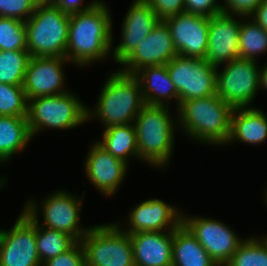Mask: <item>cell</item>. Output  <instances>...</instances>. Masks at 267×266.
<instances>
[{"label":"cell","instance_id":"cell-1","mask_svg":"<svg viewBox=\"0 0 267 266\" xmlns=\"http://www.w3.org/2000/svg\"><path fill=\"white\" fill-rule=\"evenodd\" d=\"M111 18L109 6L102 0L91 10L70 15L65 56L69 63L82 68L111 55Z\"/></svg>","mask_w":267,"mask_h":266},{"label":"cell","instance_id":"cell-2","mask_svg":"<svg viewBox=\"0 0 267 266\" xmlns=\"http://www.w3.org/2000/svg\"><path fill=\"white\" fill-rule=\"evenodd\" d=\"M178 112V127L197 142L225 145L230 137L233 108L216 94L181 102Z\"/></svg>","mask_w":267,"mask_h":266},{"label":"cell","instance_id":"cell-3","mask_svg":"<svg viewBox=\"0 0 267 266\" xmlns=\"http://www.w3.org/2000/svg\"><path fill=\"white\" fill-rule=\"evenodd\" d=\"M145 105L138 79L117 70L106 78L95 110L87 107V121L96 117L104 125V129L114 125L133 124Z\"/></svg>","mask_w":267,"mask_h":266},{"label":"cell","instance_id":"cell-4","mask_svg":"<svg viewBox=\"0 0 267 266\" xmlns=\"http://www.w3.org/2000/svg\"><path fill=\"white\" fill-rule=\"evenodd\" d=\"M168 109L169 106L145 105L133 123L139 160L155 168L165 169L175 148L174 135L178 126Z\"/></svg>","mask_w":267,"mask_h":266},{"label":"cell","instance_id":"cell-5","mask_svg":"<svg viewBox=\"0 0 267 266\" xmlns=\"http://www.w3.org/2000/svg\"><path fill=\"white\" fill-rule=\"evenodd\" d=\"M70 16L41 0L25 22L31 57H65Z\"/></svg>","mask_w":267,"mask_h":266},{"label":"cell","instance_id":"cell-6","mask_svg":"<svg viewBox=\"0 0 267 266\" xmlns=\"http://www.w3.org/2000/svg\"><path fill=\"white\" fill-rule=\"evenodd\" d=\"M87 121V106L71 91L28 100L27 122L32 137L44 128L73 129Z\"/></svg>","mask_w":267,"mask_h":266},{"label":"cell","instance_id":"cell-7","mask_svg":"<svg viewBox=\"0 0 267 266\" xmlns=\"http://www.w3.org/2000/svg\"><path fill=\"white\" fill-rule=\"evenodd\" d=\"M112 222L91 226L80 243L85 266H135L130 234Z\"/></svg>","mask_w":267,"mask_h":266},{"label":"cell","instance_id":"cell-8","mask_svg":"<svg viewBox=\"0 0 267 266\" xmlns=\"http://www.w3.org/2000/svg\"><path fill=\"white\" fill-rule=\"evenodd\" d=\"M35 199L28 200L23 211L39 226L48 229L58 230L72 236L76 241L87 234L90 229L80 226V211L82 208L83 198L71 194L69 191H55L49 194L43 201L41 208L37 206ZM39 210L43 221L39 223Z\"/></svg>","mask_w":267,"mask_h":266},{"label":"cell","instance_id":"cell-9","mask_svg":"<svg viewBox=\"0 0 267 266\" xmlns=\"http://www.w3.org/2000/svg\"><path fill=\"white\" fill-rule=\"evenodd\" d=\"M258 60L236 58L216 70V95L233 109L251 107L259 91Z\"/></svg>","mask_w":267,"mask_h":266},{"label":"cell","instance_id":"cell-10","mask_svg":"<svg viewBox=\"0 0 267 266\" xmlns=\"http://www.w3.org/2000/svg\"><path fill=\"white\" fill-rule=\"evenodd\" d=\"M181 102L216 94V68L205 59L175 56L167 64Z\"/></svg>","mask_w":267,"mask_h":266},{"label":"cell","instance_id":"cell-11","mask_svg":"<svg viewBox=\"0 0 267 266\" xmlns=\"http://www.w3.org/2000/svg\"><path fill=\"white\" fill-rule=\"evenodd\" d=\"M182 215V224L197 239L218 266H225L244 238L220 220Z\"/></svg>","mask_w":267,"mask_h":266},{"label":"cell","instance_id":"cell-12","mask_svg":"<svg viewBox=\"0 0 267 266\" xmlns=\"http://www.w3.org/2000/svg\"><path fill=\"white\" fill-rule=\"evenodd\" d=\"M21 211L11 229H0L1 266H42L37 251L36 224Z\"/></svg>","mask_w":267,"mask_h":266},{"label":"cell","instance_id":"cell-13","mask_svg":"<svg viewBox=\"0 0 267 266\" xmlns=\"http://www.w3.org/2000/svg\"><path fill=\"white\" fill-rule=\"evenodd\" d=\"M177 55L169 27L160 21L117 70L134 75L143 67L166 65Z\"/></svg>","mask_w":267,"mask_h":266},{"label":"cell","instance_id":"cell-14","mask_svg":"<svg viewBox=\"0 0 267 266\" xmlns=\"http://www.w3.org/2000/svg\"><path fill=\"white\" fill-rule=\"evenodd\" d=\"M68 62L65 57H31L23 83L27 100L69 92L63 73V65Z\"/></svg>","mask_w":267,"mask_h":266},{"label":"cell","instance_id":"cell-15","mask_svg":"<svg viewBox=\"0 0 267 266\" xmlns=\"http://www.w3.org/2000/svg\"><path fill=\"white\" fill-rule=\"evenodd\" d=\"M164 22L169 27L178 55L205 58L210 18L183 12Z\"/></svg>","mask_w":267,"mask_h":266},{"label":"cell","instance_id":"cell-16","mask_svg":"<svg viewBox=\"0 0 267 266\" xmlns=\"http://www.w3.org/2000/svg\"><path fill=\"white\" fill-rule=\"evenodd\" d=\"M159 22L144 0H134L123 19L120 43L111 48L113 60L120 65Z\"/></svg>","mask_w":267,"mask_h":266},{"label":"cell","instance_id":"cell-17","mask_svg":"<svg viewBox=\"0 0 267 266\" xmlns=\"http://www.w3.org/2000/svg\"><path fill=\"white\" fill-rule=\"evenodd\" d=\"M93 144L84 161L86 177L99 192L111 197L122 185L129 165L114 157L96 141Z\"/></svg>","mask_w":267,"mask_h":266},{"label":"cell","instance_id":"cell-18","mask_svg":"<svg viewBox=\"0 0 267 266\" xmlns=\"http://www.w3.org/2000/svg\"><path fill=\"white\" fill-rule=\"evenodd\" d=\"M220 13L210 17L205 60L215 67L239 58L240 20Z\"/></svg>","mask_w":267,"mask_h":266},{"label":"cell","instance_id":"cell-19","mask_svg":"<svg viewBox=\"0 0 267 266\" xmlns=\"http://www.w3.org/2000/svg\"><path fill=\"white\" fill-rule=\"evenodd\" d=\"M128 215L129 234L136 232L174 231L182 224L183 213L158 198H151L136 205Z\"/></svg>","mask_w":267,"mask_h":266},{"label":"cell","instance_id":"cell-20","mask_svg":"<svg viewBox=\"0 0 267 266\" xmlns=\"http://www.w3.org/2000/svg\"><path fill=\"white\" fill-rule=\"evenodd\" d=\"M135 266H172L173 231L130 234Z\"/></svg>","mask_w":267,"mask_h":266},{"label":"cell","instance_id":"cell-21","mask_svg":"<svg viewBox=\"0 0 267 266\" xmlns=\"http://www.w3.org/2000/svg\"><path fill=\"white\" fill-rule=\"evenodd\" d=\"M134 76L138 79L146 105L170 106L176 100L179 107V95L171 81L166 65L147 66L138 70Z\"/></svg>","mask_w":267,"mask_h":266},{"label":"cell","instance_id":"cell-22","mask_svg":"<svg viewBox=\"0 0 267 266\" xmlns=\"http://www.w3.org/2000/svg\"><path fill=\"white\" fill-rule=\"evenodd\" d=\"M267 140V116L252 107L235 108L231 114L230 137L226 145L240 141L259 145Z\"/></svg>","mask_w":267,"mask_h":266},{"label":"cell","instance_id":"cell-23","mask_svg":"<svg viewBox=\"0 0 267 266\" xmlns=\"http://www.w3.org/2000/svg\"><path fill=\"white\" fill-rule=\"evenodd\" d=\"M172 251V266H218L183 224L173 231Z\"/></svg>","mask_w":267,"mask_h":266},{"label":"cell","instance_id":"cell-24","mask_svg":"<svg viewBox=\"0 0 267 266\" xmlns=\"http://www.w3.org/2000/svg\"><path fill=\"white\" fill-rule=\"evenodd\" d=\"M33 138L27 117L0 116V163L23 151Z\"/></svg>","mask_w":267,"mask_h":266},{"label":"cell","instance_id":"cell-25","mask_svg":"<svg viewBox=\"0 0 267 266\" xmlns=\"http://www.w3.org/2000/svg\"><path fill=\"white\" fill-rule=\"evenodd\" d=\"M96 142L127 164L130 157L139 159L134 124L107 127L103 131V138Z\"/></svg>","mask_w":267,"mask_h":266},{"label":"cell","instance_id":"cell-26","mask_svg":"<svg viewBox=\"0 0 267 266\" xmlns=\"http://www.w3.org/2000/svg\"><path fill=\"white\" fill-rule=\"evenodd\" d=\"M249 18L240 24L239 57L256 61L258 55L267 52V31Z\"/></svg>","mask_w":267,"mask_h":266},{"label":"cell","instance_id":"cell-27","mask_svg":"<svg viewBox=\"0 0 267 266\" xmlns=\"http://www.w3.org/2000/svg\"><path fill=\"white\" fill-rule=\"evenodd\" d=\"M76 242L66 233L36 224V244L41 263L65 252Z\"/></svg>","mask_w":267,"mask_h":266},{"label":"cell","instance_id":"cell-28","mask_svg":"<svg viewBox=\"0 0 267 266\" xmlns=\"http://www.w3.org/2000/svg\"><path fill=\"white\" fill-rule=\"evenodd\" d=\"M264 236L245 238L225 266H267V235Z\"/></svg>","mask_w":267,"mask_h":266},{"label":"cell","instance_id":"cell-29","mask_svg":"<svg viewBox=\"0 0 267 266\" xmlns=\"http://www.w3.org/2000/svg\"><path fill=\"white\" fill-rule=\"evenodd\" d=\"M30 58L28 51L0 50V83L23 86Z\"/></svg>","mask_w":267,"mask_h":266},{"label":"cell","instance_id":"cell-30","mask_svg":"<svg viewBox=\"0 0 267 266\" xmlns=\"http://www.w3.org/2000/svg\"><path fill=\"white\" fill-rule=\"evenodd\" d=\"M0 50L28 51L25 22L0 17Z\"/></svg>","mask_w":267,"mask_h":266},{"label":"cell","instance_id":"cell-31","mask_svg":"<svg viewBox=\"0 0 267 266\" xmlns=\"http://www.w3.org/2000/svg\"><path fill=\"white\" fill-rule=\"evenodd\" d=\"M27 106L23 86L0 83V116L27 117Z\"/></svg>","mask_w":267,"mask_h":266},{"label":"cell","instance_id":"cell-32","mask_svg":"<svg viewBox=\"0 0 267 266\" xmlns=\"http://www.w3.org/2000/svg\"><path fill=\"white\" fill-rule=\"evenodd\" d=\"M41 0H0V17L26 22Z\"/></svg>","mask_w":267,"mask_h":266},{"label":"cell","instance_id":"cell-33","mask_svg":"<svg viewBox=\"0 0 267 266\" xmlns=\"http://www.w3.org/2000/svg\"><path fill=\"white\" fill-rule=\"evenodd\" d=\"M42 266H85V254L80 241L65 252L46 260Z\"/></svg>","mask_w":267,"mask_h":266},{"label":"cell","instance_id":"cell-34","mask_svg":"<svg viewBox=\"0 0 267 266\" xmlns=\"http://www.w3.org/2000/svg\"><path fill=\"white\" fill-rule=\"evenodd\" d=\"M262 2L263 0H225L221 2V9L222 13L237 15V18L244 20L252 16Z\"/></svg>","mask_w":267,"mask_h":266},{"label":"cell","instance_id":"cell-35","mask_svg":"<svg viewBox=\"0 0 267 266\" xmlns=\"http://www.w3.org/2000/svg\"><path fill=\"white\" fill-rule=\"evenodd\" d=\"M184 12L210 18L222 13V9L217 0H184Z\"/></svg>","mask_w":267,"mask_h":266},{"label":"cell","instance_id":"cell-36","mask_svg":"<svg viewBox=\"0 0 267 266\" xmlns=\"http://www.w3.org/2000/svg\"><path fill=\"white\" fill-rule=\"evenodd\" d=\"M160 21L184 12V0H144Z\"/></svg>","mask_w":267,"mask_h":266},{"label":"cell","instance_id":"cell-37","mask_svg":"<svg viewBox=\"0 0 267 266\" xmlns=\"http://www.w3.org/2000/svg\"><path fill=\"white\" fill-rule=\"evenodd\" d=\"M52 6L57 7L60 11L67 15L78 14L93 9L99 0L90 1L84 5V0H47ZM84 5V6H83Z\"/></svg>","mask_w":267,"mask_h":266},{"label":"cell","instance_id":"cell-38","mask_svg":"<svg viewBox=\"0 0 267 266\" xmlns=\"http://www.w3.org/2000/svg\"><path fill=\"white\" fill-rule=\"evenodd\" d=\"M251 18L267 31V0H263L250 19Z\"/></svg>","mask_w":267,"mask_h":266},{"label":"cell","instance_id":"cell-39","mask_svg":"<svg viewBox=\"0 0 267 266\" xmlns=\"http://www.w3.org/2000/svg\"><path fill=\"white\" fill-rule=\"evenodd\" d=\"M259 88L266 89L267 91V63L260 67L259 70Z\"/></svg>","mask_w":267,"mask_h":266},{"label":"cell","instance_id":"cell-40","mask_svg":"<svg viewBox=\"0 0 267 266\" xmlns=\"http://www.w3.org/2000/svg\"><path fill=\"white\" fill-rule=\"evenodd\" d=\"M6 177H1L0 178V188H2L3 187V185L6 183V179H5Z\"/></svg>","mask_w":267,"mask_h":266},{"label":"cell","instance_id":"cell-41","mask_svg":"<svg viewBox=\"0 0 267 266\" xmlns=\"http://www.w3.org/2000/svg\"><path fill=\"white\" fill-rule=\"evenodd\" d=\"M265 203H267V190H266V192H265Z\"/></svg>","mask_w":267,"mask_h":266}]
</instances>
